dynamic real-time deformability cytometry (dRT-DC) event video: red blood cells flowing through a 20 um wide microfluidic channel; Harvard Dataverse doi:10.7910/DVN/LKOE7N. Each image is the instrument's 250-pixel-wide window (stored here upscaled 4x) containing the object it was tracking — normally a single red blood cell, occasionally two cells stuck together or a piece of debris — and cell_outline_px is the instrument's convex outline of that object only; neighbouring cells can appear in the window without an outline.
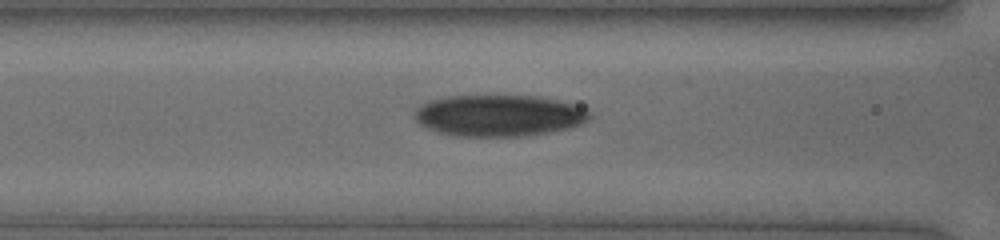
{"species": "human", "species_latin": "Homo sapiens", "temperature_condition": "cold", "stored_images_in_passage": 29, "camera_frame_rate_fps": 3000, "um_per_image_px": 0.085, "donor": {"sex": "female"}, "frame": {"image": 1, "passage_image": 6, "time_ms": 1.667, "image_size_px": [1000, 240], "cell_outline_px": [[592, 116], [588, 120], [580, 124], [568, 128], [548, 132], [520, 136], [456, 136], [440, 132], [428, 128], [420, 124], [416, 120], [416, 108], [420, 104], [432, 100], [448, 96], [532, 96], [556, 100], [588, 108], [592, 112]], "centroid_in_image_um": [42.43, 9.82], "position_along_channel_um": 124.2, "area_um2": 42.02}}
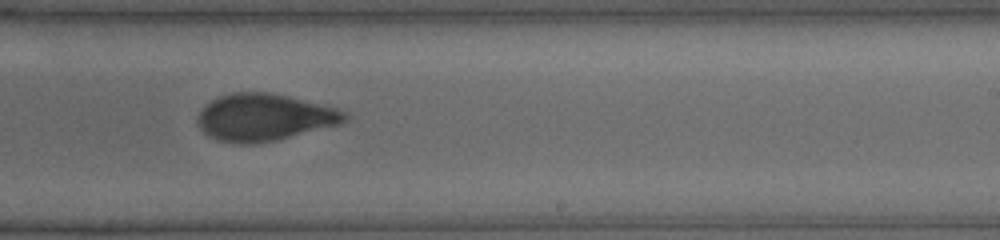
{"frame": {"image": 2, "passage_image": 16, "time_ms": 5.0, "image_size_px": [1000, 240], "cell_outline_px": [[348, 120], [340, 124], [280, 140], [256, 144], [240, 144], [220, 140], [208, 136], [200, 128], [196, 120], [200, 112], [212, 100], [220, 96], [232, 92], [268, 92], [288, 96], [324, 104], [336, 108], [344, 112], [348, 116]], "centroid_in_image_um": [22.49, 9.98], "position_along_channel_um": 266.5, "area_um2": 40.52}}
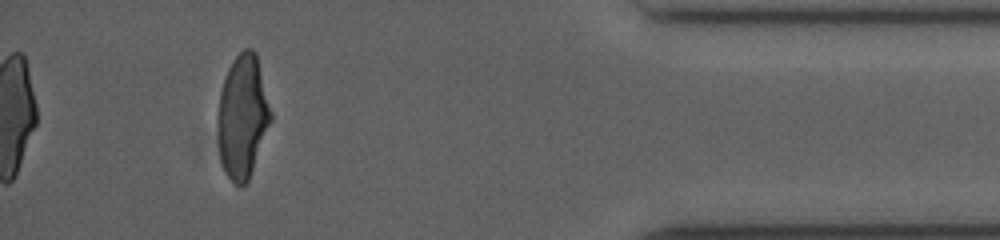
{"frame": {"image": 3, "passage_image": 29, "time_ms": 9.333, "image_size_px": [1000, 240], "cell_outline_px": [[272, 120], [248, 180], [240, 188], [228, 176], [220, 160], [216, 124], [216, 112], [220, 92], [228, 68], [232, 60], [244, 48], [252, 48], [256, 52], [272, 112]], "centroid_in_image_um": [20.61, 9.88], "position_along_channel_um": 414.6, "area_um2": 38.44}}